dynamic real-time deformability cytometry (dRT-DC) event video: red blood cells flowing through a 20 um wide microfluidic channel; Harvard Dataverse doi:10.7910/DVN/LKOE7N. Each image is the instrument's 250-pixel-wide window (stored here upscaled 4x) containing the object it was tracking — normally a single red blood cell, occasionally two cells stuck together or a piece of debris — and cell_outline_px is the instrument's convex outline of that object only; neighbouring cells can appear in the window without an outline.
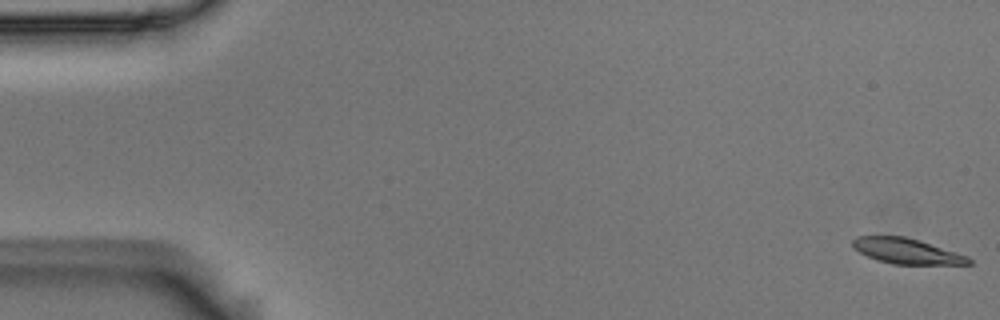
{"species": "Egyptian fruit bat (a non-hibernating species)", "species_latin": "Rousettus aegyptiacus", "temperature_condition": "room temperature", "stored_images_in_passage": 6, "camera_frame_rate_fps": 3000, "um_per_image_px": 0.085, "animal": {"sex": "male"}, "frame": {"image": 1, "passage_image": 1, "time_ms": 0.0, "image_size_px": [1000, 320], "cell_outline_px": [[972, 264], [892, 264], [876, 260], [860, 252], [852, 244], [852, 240], [856, 236], [904, 236], [920, 240], [968, 256], [972, 260]], "centroid_in_image_um": [77.08, 21.34], "position_along_channel_um": 7.9, "area_um2": 17.11}}
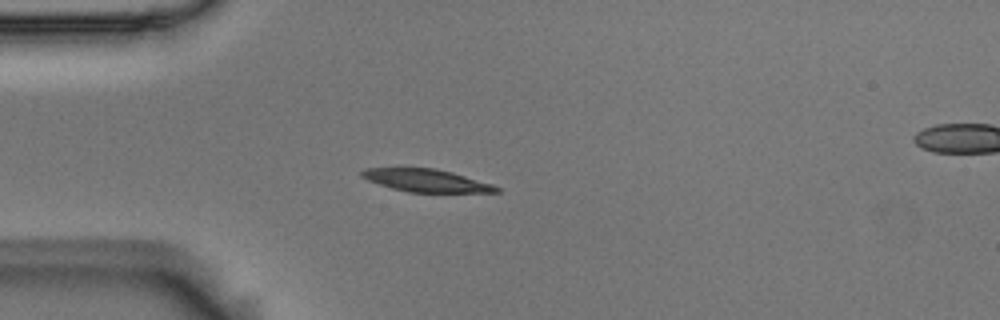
{"frame": {"image": 2, "passage_image": 5, "time_ms": 1.333, "image_size_px": [1000, 320], "cell_outline_px": [[500, 192], [408, 192], [392, 188], [368, 180], [360, 176], [360, 172], [364, 168], [436, 168], [452, 172], [492, 184], [500, 188]], "centroid_in_image_um": [36.22, 15.34], "position_along_channel_um": 48.8, "area_um2": 17.63}}